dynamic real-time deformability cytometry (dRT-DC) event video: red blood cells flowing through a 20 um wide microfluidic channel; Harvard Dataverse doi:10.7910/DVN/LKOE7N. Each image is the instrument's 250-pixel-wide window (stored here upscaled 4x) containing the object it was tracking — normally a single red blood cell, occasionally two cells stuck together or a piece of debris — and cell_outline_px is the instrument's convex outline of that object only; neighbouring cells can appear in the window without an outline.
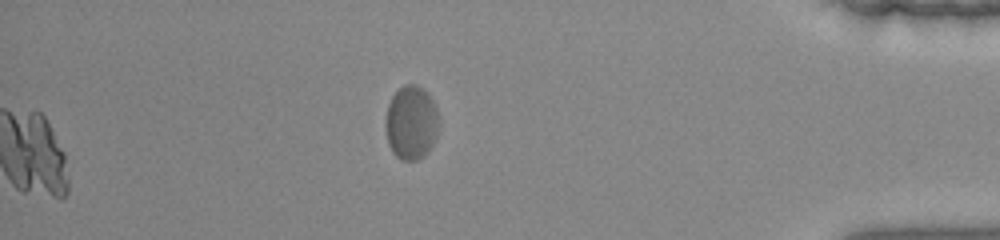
{"species": "common noctule bat (a hibernating species)", "species_latin": "Nyctalus noctula", "temperature_condition": "warm", "stored_images_in_passage": 41, "camera_frame_rate_fps": 3000, "um_per_image_px": 0.085, "animal": {"sex": "female", "body_mass_g": 22.0, "forearm_length_mm": 56.7}, "frame": {"image": 1, "passage_image": 41, "time_ms": 13.333, "image_size_px": [1000, 240], "cell_outline_px": [[440, 120], [436, 140], [424, 156], [416, 160], [400, 160], [392, 152], [388, 144], [384, 124], [384, 120], [388, 104], [392, 96], [404, 84], [416, 84], [428, 92], [436, 104]], "centroid_in_image_um": [34.97, 10.42], "position_along_channel_um": 400.2, "area_um2": 23.64}}